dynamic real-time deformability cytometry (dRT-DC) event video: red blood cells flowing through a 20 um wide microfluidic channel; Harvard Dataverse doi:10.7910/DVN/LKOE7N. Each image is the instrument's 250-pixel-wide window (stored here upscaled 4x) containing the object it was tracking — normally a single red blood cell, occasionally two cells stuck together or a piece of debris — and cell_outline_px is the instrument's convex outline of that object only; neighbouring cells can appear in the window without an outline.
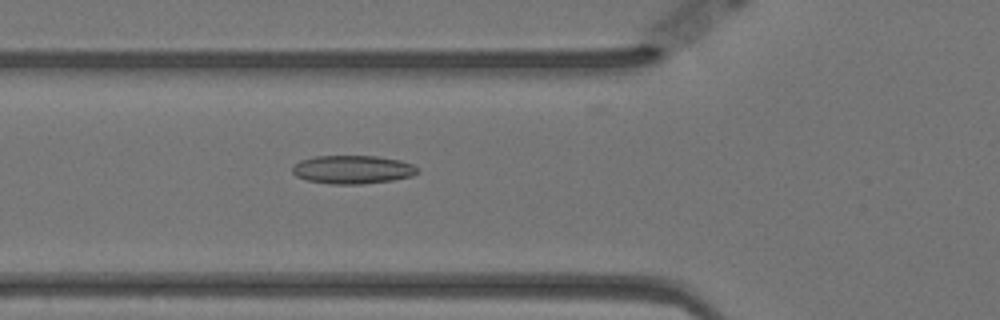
{"species": "Egyptian fruit bat (a non-hibernating species)", "species_latin": "Rousettus aegyptiacus", "temperature_condition": "warm", "stored_images_in_passage": 31, "camera_frame_rate_fps": 3000, "um_per_image_px": 0.085, "animal": {"sex": "female"}, "frame": {"image": 1, "passage_image": 11, "time_ms": 3.333, "image_size_px": [1000, 320], "cell_outline_px": [[420, 172], [412, 176], [392, 180], [360, 184], [328, 184], [308, 180], [296, 176], [292, 172], [292, 164], [300, 160], [316, 156], [376, 156], [400, 160], [412, 164], [420, 168]], "centroid_in_image_um": [29.97, 14.41], "position_along_channel_um": 95.8, "area_um2": 20.87}}
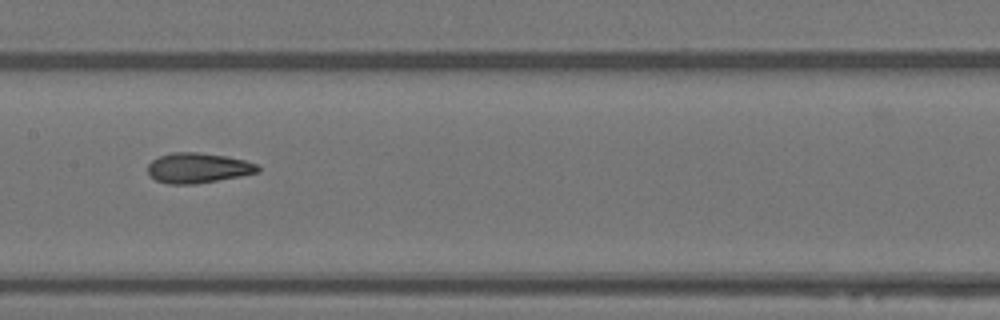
{"frame": {"image": 2, "passage_image": 19, "time_ms": 6.0, "image_size_px": [1000, 320], "cell_outline_px": [[260, 172], [240, 176], [196, 184], [168, 184], [156, 180], [148, 176], [148, 164], [152, 160], [160, 156], [172, 152], [200, 152], [228, 156], [244, 160], [256, 164], [260, 168]], "centroid_in_image_um": [16.82, 14.27], "position_along_channel_um": 190.6, "area_um2": 19.48}}
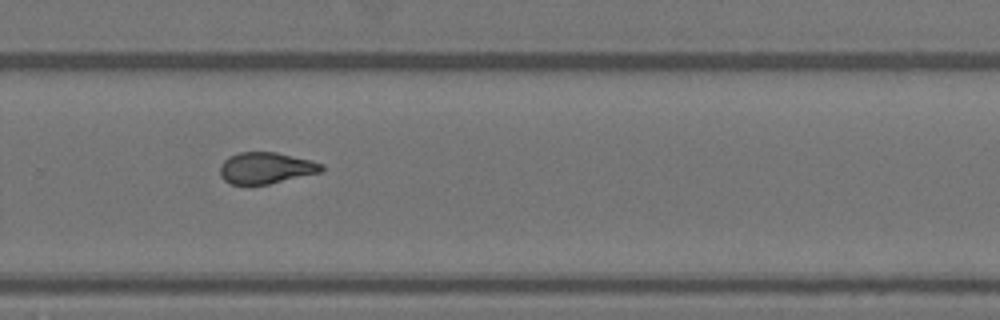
{"frame": {"image": 3, "passage_image": 29, "time_ms": 9.333, "image_size_px": [1000, 320], "cell_outline_px": [[324, 168], [320, 172], [268, 184], [248, 188], [232, 184], [224, 180], [220, 176], [220, 164], [228, 156], [240, 152], [276, 152], [324, 164]], "centroid_in_image_um": [22.52, 14.31], "position_along_channel_um": 307.3, "area_um2": 18.9}, "authors_computed_cell_mechanics": {"area_um2": 19.4786, "velocity_mm_per_s": 3.5254, "shape_relaxation_time_tau1_ms": 7.8252, "shape_relaxation_time_tau2_ms": 4.1022, "deformation_change_tau1": 0.1668, "deformation_change_tau2": 0.1265}}